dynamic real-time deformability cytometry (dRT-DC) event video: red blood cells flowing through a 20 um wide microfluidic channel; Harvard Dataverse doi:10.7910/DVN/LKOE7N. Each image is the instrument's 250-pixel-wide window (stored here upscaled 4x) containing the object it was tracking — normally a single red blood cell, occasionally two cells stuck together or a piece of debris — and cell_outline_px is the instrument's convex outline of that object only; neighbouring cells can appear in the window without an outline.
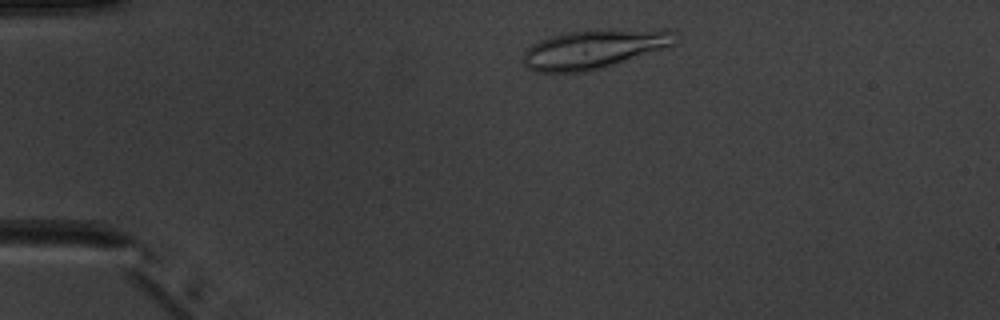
{"species": "common noctule bat (a hibernating species)", "species_latin": "Nyctalus noctula", "temperature_condition": "warm", "stored_images_in_passage": 4, "camera_frame_rate_fps": 3000, "um_per_image_px": 0.085, "animal": {"sex": "male", "body_mass_g": 20.1, "forearm_length_mm": 53.5}, "frame": {"image": 1, "passage_image": 2, "time_ms": 1.0, "image_size_px": [1000, 320], "cell_outline_px": [[680, 44], [668, 48], [588, 72], [536, 72], [528, 68], [524, 64], [524, 52], [532, 44], [540, 40], [552, 36], [568, 32], [664, 28], [668, 28], [676, 32]], "centroid_in_image_um": [50.62, 4.17], "position_along_channel_um": 34.4, "area_um2": 34.8}}